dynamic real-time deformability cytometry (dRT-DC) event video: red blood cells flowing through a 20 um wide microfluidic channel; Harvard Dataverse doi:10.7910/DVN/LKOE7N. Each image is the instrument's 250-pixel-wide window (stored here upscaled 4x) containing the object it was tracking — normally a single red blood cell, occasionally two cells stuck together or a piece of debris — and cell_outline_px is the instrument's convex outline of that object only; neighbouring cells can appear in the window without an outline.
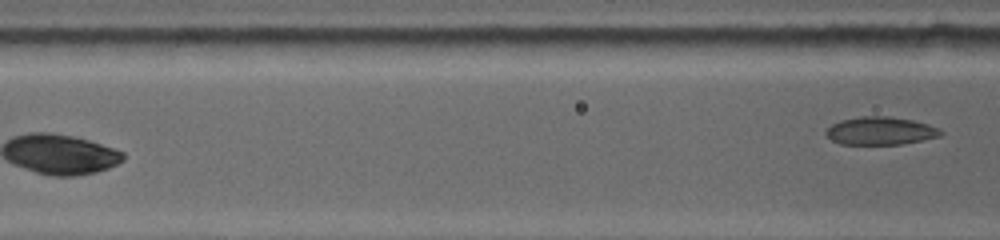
{"species": "common noctule bat (a hibernating species)", "species_latin": "Nyctalus noctula", "temperature_condition": "warm", "stored_images_in_passage": 11, "segment_of_instrument_passage": [2, 2], "camera_frame_rate_fps": 5000, "um_per_image_px": 0.085, "animal": {"sex": "female", "body_mass_g": 19.0, "forearm_length_mm": 53.3}, "frame": {"image": 1, "passage_image": 11, "time_ms": 4.6, "image_size_px": [1000, 240], "cell_outline_px": [[944, 132], [940, 136], [900, 144], [840, 144], [832, 140], [824, 132], [832, 124], [840, 120], [860, 116], [888, 116], [912, 120], [928, 124], [940, 128]], "centroid_in_image_um": [74.83, 11.11], "position_along_channel_um": 91.8, "area_um2": 18.61}}